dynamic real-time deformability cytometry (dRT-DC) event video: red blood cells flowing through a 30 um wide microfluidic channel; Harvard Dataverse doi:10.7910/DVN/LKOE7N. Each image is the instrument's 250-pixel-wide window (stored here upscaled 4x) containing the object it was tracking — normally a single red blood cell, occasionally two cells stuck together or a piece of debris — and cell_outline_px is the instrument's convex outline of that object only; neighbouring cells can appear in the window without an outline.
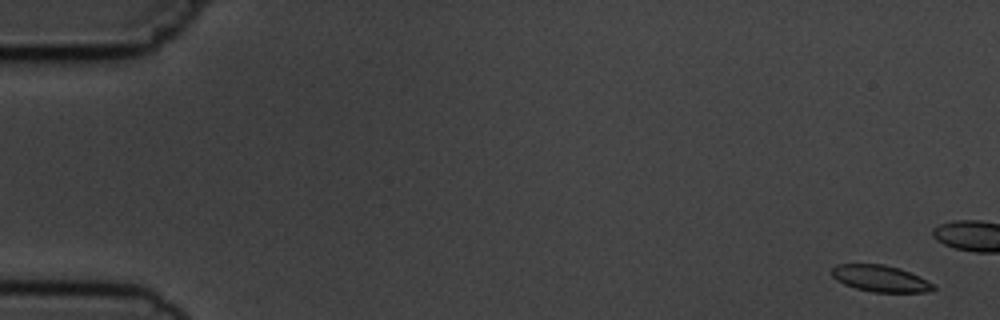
{"species": "common noctule bat (a hibernating species)", "species_latin": "Nyctalus noctula", "temperature_condition": "cold", "stored_images_in_passage": 5, "camera_frame_rate_fps": 3000, "um_per_image_px": 0.085, "animal": {"sex": "male", "body_mass_g": 19.5, "forearm_length_mm": 54.6}, "frame": {"image": 1, "passage_image": 1, "time_ms": 0.0, "image_size_px": [1000, 320], "cell_outline_px": [[936, 288], [924, 292], [872, 292], [856, 288], [844, 284], [836, 280], [832, 276], [832, 268], [836, 264], [884, 264], [900, 268], [936, 284]], "centroid_in_image_um": [74.83, 23.67], "position_along_channel_um": 10.2, "area_um2": 15.72}}